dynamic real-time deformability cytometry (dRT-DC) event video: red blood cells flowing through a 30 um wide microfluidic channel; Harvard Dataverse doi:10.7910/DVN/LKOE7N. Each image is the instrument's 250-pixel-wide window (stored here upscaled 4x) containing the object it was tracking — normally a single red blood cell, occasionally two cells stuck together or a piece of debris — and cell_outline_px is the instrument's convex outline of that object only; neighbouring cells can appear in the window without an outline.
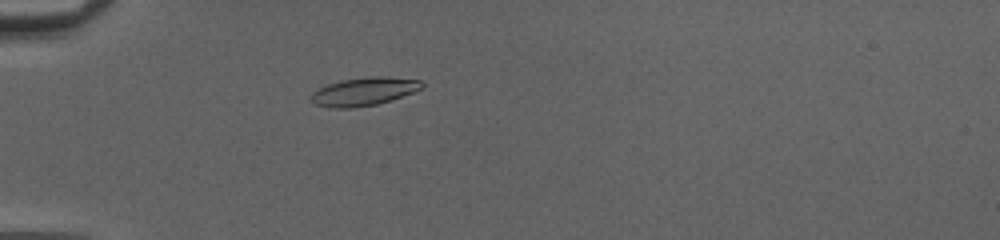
{"species": "common noctule bat (a hibernating species)", "species_latin": "Nyctalus noctula", "temperature_condition": "cold", "stored_images_in_passage": 48, "camera_frame_rate_fps": 3000, "um_per_image_px": 0.085, "animal": {"sex": "female", "body_mass_g": 20.0, "forearm_length_mm": 54.0}, "frame": {"image": 1, "passage_image": 14, "time_ms": 4.333, "image_size_px": [1000, 240], "cell_outline_px": [[424, 88], [376, 104], [352, 108], [332, 108], [316, 104], [308, 96], [312, 92], [328, 84], [340, 80], [372, 76], [380, 76], [420, 80], [424, 84]], "centroid_in_image_um": [30.9, 7.77], "position_along_channel_um": 54.1, "area_um2": 17.98}}
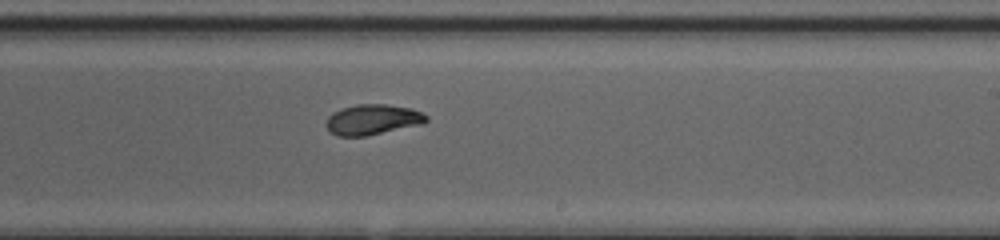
{"frame": {"image": 2, "passage_image": 30, "time_ms": 9.667, "image_size_px": [1000, 240], "cell_outline_px": [[428, 120], [424, 124], [364, 136], [336, 136], [324, 124], [328, 116], [332, 112], [340, 108], [356, 104], [384, 104], [412, 108], [428, 116]], "centroid_in_image_um": [31.66, 10.15], "position_along_channel_um": 257.3, "area_um2": 17.86}}
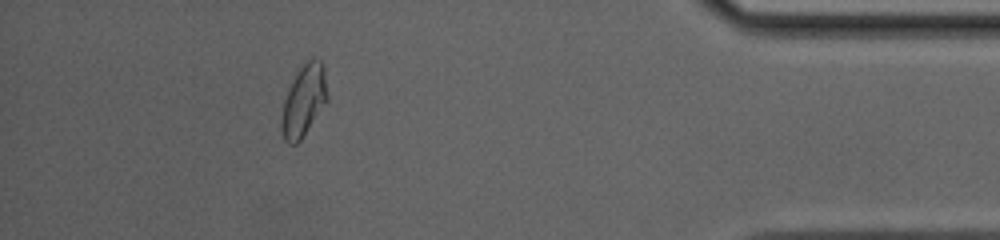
{"frame": {"image": 3, "passage_image": 44, "time_ms": 14.333, "image_size_px": [1000, 240], "cell_outline_px": [[328, 100], [300, 140], [296, 144], [288, 144], [284, 140], [280, 128], [280, 124], [284, 100], [288, 88], [296, 72], [312, 56], [320, 60], [324, 68], [328, 96]], "centroid_in_image_um": [25.81, 8.55], "position_along_channel_um": 409.4, "area_um2": 19.13}, "authors_computed_cell_mechanics": {"area_um2": 18.0625, "velocity_mm_per_s": 4.1484, "shape_relaxation_time_tau1_ms": 3.9452, "shape_relaxation_time_tau2_ms": 1.8854, "deformation_change_tau1": 0.1654, "deformation_change_tau2": 0.0575}}